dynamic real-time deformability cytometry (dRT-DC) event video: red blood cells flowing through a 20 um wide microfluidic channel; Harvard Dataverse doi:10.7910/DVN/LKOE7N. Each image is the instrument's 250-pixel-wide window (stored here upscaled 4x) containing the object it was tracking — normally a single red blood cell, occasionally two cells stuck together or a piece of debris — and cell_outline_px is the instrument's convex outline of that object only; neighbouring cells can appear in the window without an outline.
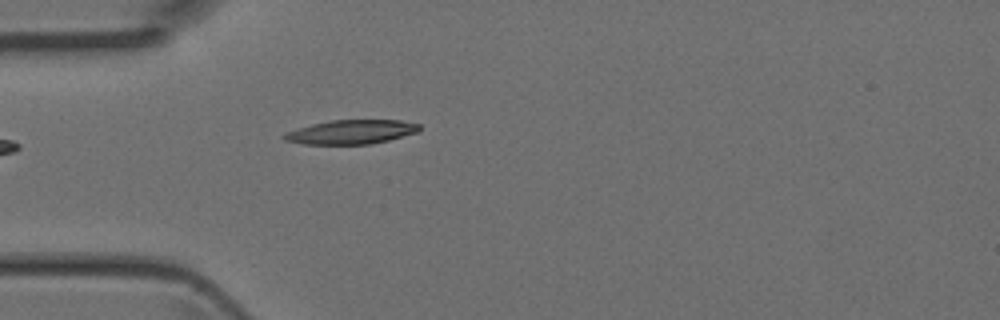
{"species": "Egyptian fruit bat (a non-hibernating species)", "species_latin": "Rousettus aegyptiacus", "temperature_condition": "room temperature", "stored_images_in_passage": 1, "camera_frame_rate_fps": 3000, "um_per_image_px": 0.085, "animal": {"sex": "female"}, "frame": {"image": 1, "passage_image": 1, "time_ms": 0.0, "image_size_px": [1000, 320], "cell_outline_px": [[420, 132], [388, 140], [368, 144], [304, 144], [284, 140], [280, 136], [284, 132], [296, 128], [312, 124], [332, 120], [400, 120], [420, 124]], "centroid_in_image_um": [29.83, 11.21], "position_along_channel_um": 55.2, "area_um2": 19.13}}